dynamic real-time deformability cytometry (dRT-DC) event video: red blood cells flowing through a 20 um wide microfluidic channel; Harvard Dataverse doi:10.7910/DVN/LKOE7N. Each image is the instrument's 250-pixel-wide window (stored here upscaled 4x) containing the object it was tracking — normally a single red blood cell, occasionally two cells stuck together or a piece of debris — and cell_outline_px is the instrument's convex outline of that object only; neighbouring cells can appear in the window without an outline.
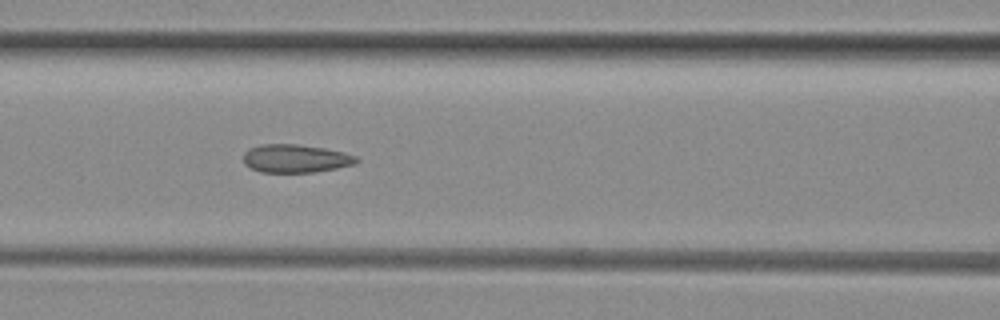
{"species": "common noctule bat (a hibernating species)", "species_latin": "Nyctalus noctula", "temperature_condition": "room temperature", "stored_images_in_passage": 6, "camera_frame_rate_fps": 3000, "um_per_image_px": 0.085, "animal": {"sex": "female", "body_mass_g": 29.2, "forearm_length_mm": 56.3}, "frame": {"image": 1, "passage_image": 6, "time_ms": 5.667, "image_size_px": [1000, 320], "cell_outline_px": [[360, 160], [356, 164], [336, 168], [312, 172], [260, 172], [244, 164], [244, 152], [248, 148], [264, 144], [296, 144], [324, 148], [344, 152], [356, 156]], "centroid_in_image_um": [25.13, 13.47], "position_along_channel_um": 141.5, "area_um2": 18.55}}